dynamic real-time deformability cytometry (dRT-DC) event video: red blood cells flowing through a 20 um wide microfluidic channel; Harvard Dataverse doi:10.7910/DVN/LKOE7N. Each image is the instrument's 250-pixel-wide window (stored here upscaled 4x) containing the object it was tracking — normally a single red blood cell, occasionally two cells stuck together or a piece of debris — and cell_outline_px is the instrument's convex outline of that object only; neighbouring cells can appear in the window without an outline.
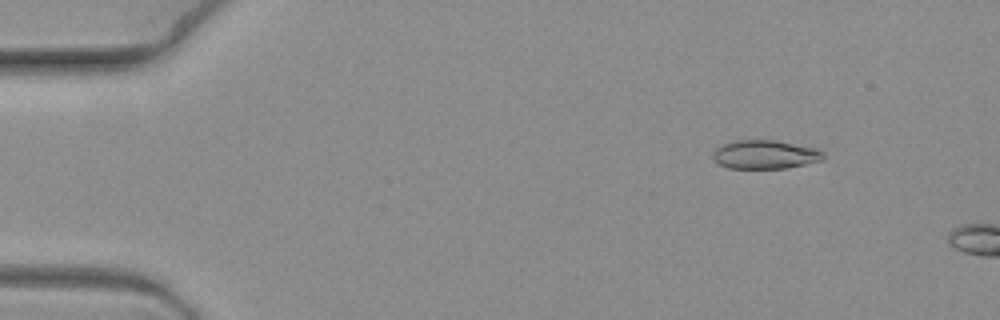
{"species": "common noctule bat (a hibernating species)", "species_latin": "Nyctalus noctula", "temperature_condition": "warm", "stored_images_in_passage": 5, "camera_frame_rate_fps": 3000, "um_per_image_px": 0.085, "animal": {"sex": "female", "body_mass_g": 19.3, "forearm_length_mm": 54.1}, "frame": {"image": 1, "passage_image": 3, "time_ms": 0.667, "image_size_px": [1000, 320], "cell_outline_px": [[824, 156], [820, 160], [788, 168], [728, 168], [712, 160], [712, 152], [720, 144], [732, 140], [776, 140], [816, 148], [824, 152]], "centroid_in_image_um": [64.97, 13.12], "position_along_channel_um": 20.0, "area_um2": 18.61}}